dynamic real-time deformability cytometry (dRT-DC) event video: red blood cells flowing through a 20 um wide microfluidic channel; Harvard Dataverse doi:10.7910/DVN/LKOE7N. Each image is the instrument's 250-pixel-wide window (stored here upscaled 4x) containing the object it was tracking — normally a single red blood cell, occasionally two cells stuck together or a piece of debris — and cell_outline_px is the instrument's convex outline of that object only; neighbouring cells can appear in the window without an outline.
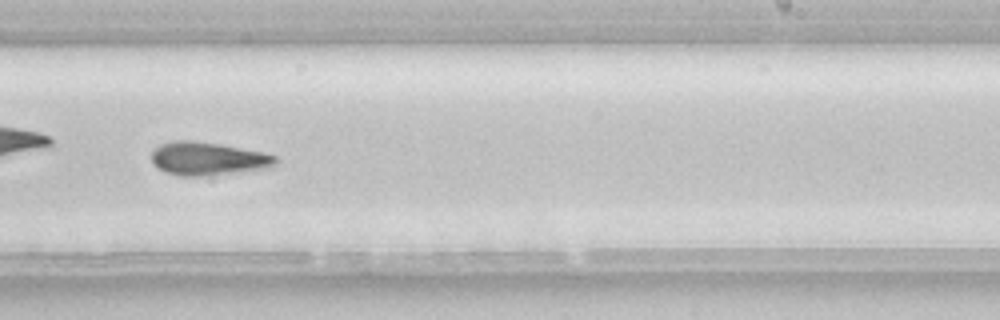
{"species": "common noctule bat (a hibernating species)", "species_latin": "Nyctalus noctula", "temperature_condition": "room temperature", "stored_images_in_passage": 45, "camera_frame_rate_fps": 3000, "um_per_image_px": 0.085, "animal": {"sex": "female", "body_mass_g": 22.7, "forearm_length_mm": 54.2}, "frame": {"image": 1, "passage_image": 32, "time_ms": 10.333, "image_size_px": [1000, 320], "cell_outline_px": [[280, 160], [272, 168], [204, 176], [180, 176], [164, 172], [152, 164], [152, 152], [160, 144], [172, 140], [196, 140], [220, 144], [264, 152], [276, 156]], "centroid_in_image_um": [17.7, 13.49], "position_along_channel_um": 271.3, "area_um2": 24.45}}